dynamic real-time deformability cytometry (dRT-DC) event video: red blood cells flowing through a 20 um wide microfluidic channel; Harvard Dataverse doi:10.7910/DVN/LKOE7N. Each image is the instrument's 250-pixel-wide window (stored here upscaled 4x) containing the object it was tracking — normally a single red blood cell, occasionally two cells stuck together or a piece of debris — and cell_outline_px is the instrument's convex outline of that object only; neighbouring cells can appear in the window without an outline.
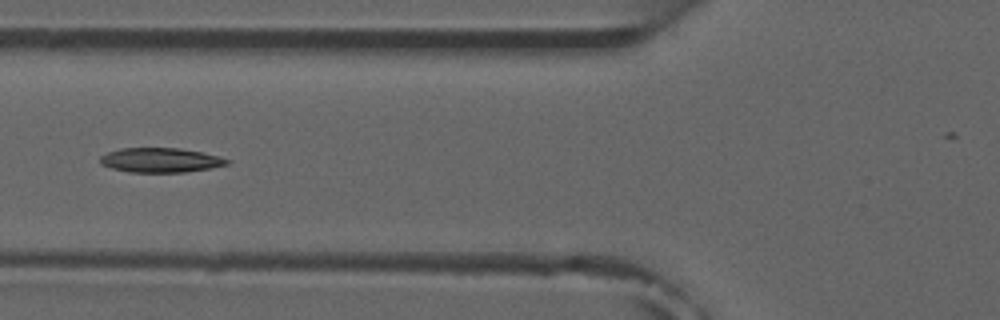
{"species": "common noctule bat (a hibernating species)", "species_latin": "Nyctalus noctula", "temperature_condition": "room temperature", "stored_images_in_passage": 5, "camera_frame_rate_fps": 3000, "um_per_image_px": 0.085, "animal": {"sex": "male", "forearm_length_mm": 52.5}, "frame": {"image": 1, "passage_image": 5, "time_ms": 5.333, "image_size_px": [1000, 320], "cell_outline_px": [[232, 160], [228, 164], [212, 168], [184, 172], [128, 172], [112, 168], [100, 164], [100, 156], [108, 152], [120, 148], [180, 148], [200, 152]], "centroid_in_image_um": [13.63, 13.61], "position_along_channel_um": 112.2, "area_um2": 18.09}}